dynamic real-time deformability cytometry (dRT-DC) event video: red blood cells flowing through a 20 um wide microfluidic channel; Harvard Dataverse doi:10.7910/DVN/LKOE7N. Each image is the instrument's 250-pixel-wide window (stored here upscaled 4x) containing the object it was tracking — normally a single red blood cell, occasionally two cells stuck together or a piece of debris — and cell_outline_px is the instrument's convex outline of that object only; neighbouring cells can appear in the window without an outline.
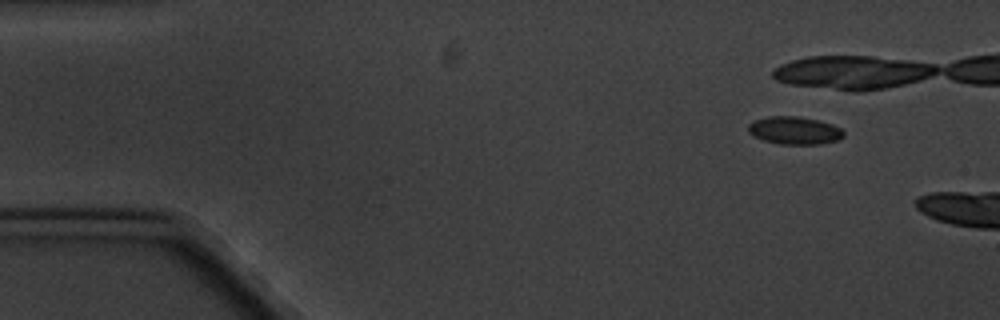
{"species": "common noctule bat (a hibernating species)", "species_latin": "Nyctalus noctula", "temperature_condition": "cold", "stored_images_in_passage": 3, "camera_frame_rate_fps": 3000, "um_per_image_px": 0.085, "animal": {"sex": "male", "body_mass_g": 20.1, "forearm_length_mm": 53.5}, "frame": {"image": 1, "passage_image": 1, "time_ms": 0.0, "image_size_px": [1000, 320], "cell_outline_px": [[844, 136], [840, 140], [820, 144], [780, 144], [764, 140], [748, 132], [748, 124], [752, 120], [768, 116], [796, 116], [816, 120], [832, 124], [840, 128], [844, 132]], "centroid_in_image_um": [67.53, 11.09], "position_along_channel_um": 17.5, "area_um2": 15.43}}